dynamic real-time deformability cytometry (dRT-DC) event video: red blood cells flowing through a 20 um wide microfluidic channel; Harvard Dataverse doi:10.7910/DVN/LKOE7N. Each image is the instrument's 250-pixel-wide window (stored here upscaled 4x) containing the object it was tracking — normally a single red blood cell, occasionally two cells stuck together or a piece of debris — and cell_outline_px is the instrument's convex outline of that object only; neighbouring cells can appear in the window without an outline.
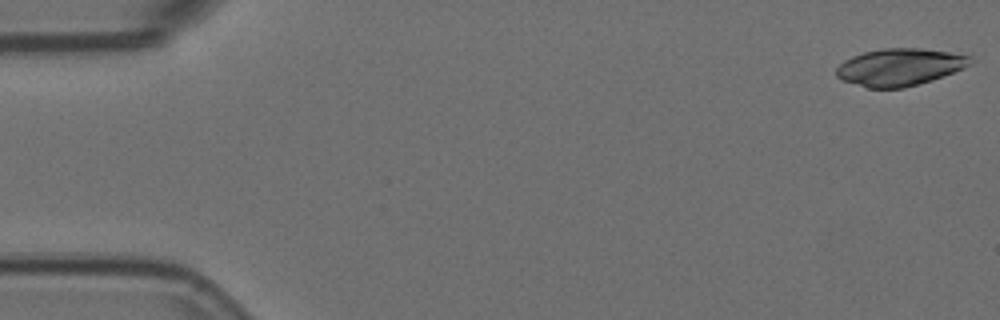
{"species": "Egyptian fruit bat (a non-hibernating species)", "species_latin": "Rousettus aegyptiacus", "temperature_condition": "room temperature", "stored_images_in_passage": 2, "camera_frame_rate_fps": 3000, "um_per_image_px": 0.085, "animal": {"sex": "female"}, "frame": {"image": 1, "passage_image": 1, "time_ms": 0.0, "image_size_px": [1000, 320], "cell_outline_px": [[972, 64], [964, 68], [932, 80], [904, 88], [868, 88], [840, 80], [836, 76], [836, 68], [844, 60], [852, 56], [864, 52], [884, 48], [920, 48], [948, 52], [972, 56]], "centroid_in_image_um": [76.46, 5.71], "position_along_channel_um": 8.5, "area_um2": 29.13}}
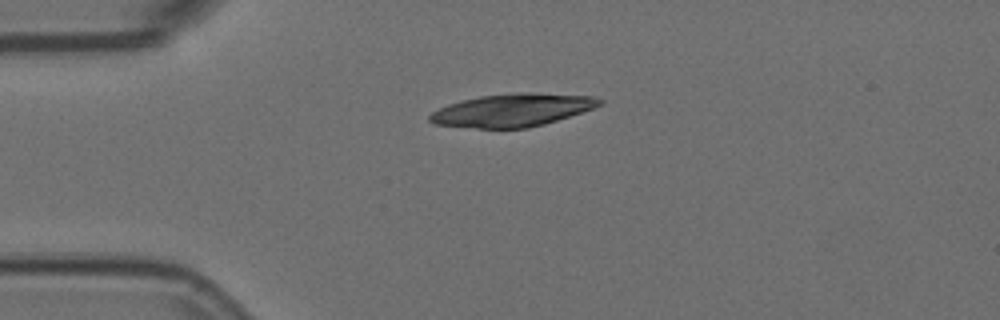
{"frame": {"image": 2, "passage_image": 2, "time_ms": 0.333, "image_size_px": [1000, 320], "cell_outline_px": [[604, 104], [544, 124], [528, 128], [476, 128], [436, 124], [428, 120], [428, 116], [432, 112], [448, 104], [480, 96], [520, 92], [528, 92], [596, 96], [604, 100]], "centroid_in_image_um": [43.58, 9.35], "position_along_channel_um": 41.4, "area_um2": 32.31}}